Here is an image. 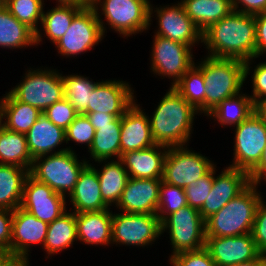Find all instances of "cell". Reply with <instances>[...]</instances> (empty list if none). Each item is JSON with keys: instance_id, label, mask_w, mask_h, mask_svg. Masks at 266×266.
I'll list each match as a JSON object with an SVG mask.
<instances>
[{"instance_id": "c3c4849f", "label": "cell", "mask_w": 266, "mask_h": 266, "mask_svg": "<svg viewBox=\"0 0 266 266\" xmlns=\"http://www.w3.org/2000/svg\"><path fill=\"white\" fill-rule=\"evenodd\" d=\"M233 11L246 13V14H257L266 12V0H231ZM239 4L243 5L244 8L238 9ZM238 9V10H237Z\"/></svg>"}, {"instance_id": "277c9868", "label": "cell", "mask_w": 266, "mask_h": 266, "mask_svg": "<svg viewBox=\"0 0 266 266\" xmlns=\"http://www.w3.org/2000/svg\"><path fill=\"white\" fill-rule=\"evenodd\" d=\"M206 84V115L223 100L240 93L245 83V62L208 56L198 66Z\"/></svg>"}, {"instance_id": "484cf974", "label": "cell", "mask_w": 266, "mask_h": 266, "mask_svg": "<svg viewBox=\"0 0 266 266\" xmlns=\"http://www.w3.org/2000/svg\"><path fill=\"white\" fill-rule=\"evenodd\" d=\"M181 3L201 32L233 11L231 0H181Z\"/></svg>"}, {"instance_id": "1f68e13d", "label": "cell", "mask_w": 266, "mask_h": 266, "mask_svg": "<svg viewBox=\"0 0 266 266\" xmlns=\"http://www.w3.org/2000/svg\"><path fill=\"white\" fill-rule=\"evenodd\" d=\"M97 175L103 201L108 206L112 203L117 205L129 178L123 163L120 160L110 161L103 165L101 171L97 170Z\"/></svg>"}, {"instance_id": "681fc988", "label": "cell", "mask_w": 266, "mask_h": 266, "mask_svg": "<svg viewBox=\"0 0 266 266\" xmlns=\"http://www.w3.org/2000/svg\"><path fill=\"white\" fill-rule=\"evenodd\" d=\"M85 115L88 117L90 124L94 127L95 130H98V126L111 124L117 118L114 115L99 112L86 113Z\"/></svg>"}, {"instance_id": "7bdbcfd3", "label": "cell", "mask_w": 266, "mask_h": 266, "mask_svg": "<svg viewBox=\"0 0 266 266\" xmlns=\"http://www.w3.org/2000/svg\"><path fill=\"white\" fill-rule=\"evenodd\" d=\"M171 263L173 266H217L205 247L196 251H184L171 255Z\"/></svg>"}, {"instance_id": "9f6ffc18", "label": "cell", "mask_w": 266, "mask_h": 266, "mask_svg": "<svg viewBox=\"0 0 266 266\" xmlns=\"http://www.w3.org/2000/svg\"><path fill=\"white\" fill-rule=\"evenodd\" d=\"M13 258L14 256L9 252L0 251V266H6Z\"/></svg>"}, {"instance_id": "f1b7e54d", "label": "cell", "mask_w": 266, "mask_h": 266, "mask_svg": "<svg viewBox=\"0 0 266 266\" xmlns=\"http://www.w3.org/2000/svg\"><path fill=\"white\" fill-rule=\"evenodd\" d=\"M77 239L75 212L67 213L66 211L52 223H49L43 246L45 251L51 255L69 248Z\"/></svg>"}, {"instance_id": "ab89813d", "label": "cell", "mask_w": 266, "mask_h": 266, "mask_svg": "<svg viewBox=\"0 0 266 266\" xmlns=\"http://www.w3.org/2000/svg\"><path fill=\"white\" fill-rule=\"evenodd\" d=\"M215 169L213 166L204 176L184 188L187 204L190 207L197 210L201 209L212 189Z\"/></svg>"}, {"instance_id": "b9f144b4", "label": "cell", "mask_w": 266, "mask_h": 266, "mask_svg": "<svg viewBox=\"0 0 266 266\" xmlns=\"http://www.w3.org/2000/svg\"><path fill=\"white\" fill-rule=\"evenodd\" d=\"M42 114L64 130L68 128L78 115L75 108L65 98L48 107Z\"/></svg>"}, {"instance_id": "7dc6e473", "label": "cell", "mask_w": 266, "mask_h": 266, "mask_svg": "<svg viewBox=\"0 0 266 266\" xmlns=\"http://www.w3.org/2000/svg\"><path fill=\"white\" fill-rule=\"evenodd\" d=\"M256 30V58L266 52V12L254 14Z\"/></svg>"}, {"instance_id": "f6af8a7d", "label": "cell", "mask_w": 266, "mask_h": 266, "mask_svg": "<svg viewBox=\"0 0 266 266\" xmlns=\"http://www.w3.org/2000/svg\"><path fill=\"white\" fill-rule=\"evenodd\" d=\"M13 211L0 208V251L11 254Z\"/></svg>"}, {"instance_id": "52a82bcc", "label": "cell", "mask_w": 266, "mask_h": 266, "mask_svg": "<svg viewBox=\"0 0 266 266\" xmlns=\"http://www.w3.org/2000/svg\"><path fill=\"white\" fill-rule=\"evenodd\" d=\"M24 80L9 93L42 113L64 98V85L60 73L55 70H28Z\"/></svg>"}, {"instance_id": "5bb4252c", "label": "cell", "mask_w": 266, "mask_h": 266, "mask_svg": "<svg viewBox=\"0 0 266 266\" xmlns=\"http://www.w3.org/2000/svg\"><path fill=\"white\" fill-rule=\"evenodd\" d=\"M65 199L29 174L24 182L20 208L49 224L66 212Z\"/></svg>"}, {"instance_id": "9a60e30c", "label": "cell", "mask_w": 266, "mask_h": 266, "mask_svg": "<svg viewBox=\"0 0 266 266\" xmlns=\"http://www.w3.org/2000/svg\"><path fill=\"white\" fill-rule=\"evenodd\" d=\"M250 183L249 174L246 171L232 167H227L220 175L214 176L209 196L199 210L203 220L206 221L221 210Z\"/></svg>"}, {"instance_id": "ba28073f", "label": "cell", "mask_w": 266, "mask_h": 266, "mask_svg": "<svg viewBox=\"0 0 266 266\" xmlns=\"http://www.w3.org/2000/svg\"><path fill=\"white\" fill-rule=\"evenodd\" d=\"M169 230L175 255L184 251H196L205 247V221L199 210L183 206L161 221V233Z\"/></svg>"}, {"instance_id": "4316f807", "label": "cell", "mask_w": 266, "mask_h": 266, "mask_svg": "<svg viewBox=\"0 0 266 266\" xmlns=\"http://www.w3.org/2000/svg\"><path fill=\"white\" fill-rule=\"evenodd\" d=\"M28 175L29 171L20 166L0 164V208L13 211L20 207Z\"/></svg>"}, {"instance_id": "e0dca14e", "label": "cell", "mask_w": 266, "mask_h": 266, "mask_svg": "<svg viewBox=\"0 0 266 266\" xmlns=\"http://www.w3.org/2000/svg\"><path fill=\"white\" fill-rule=\"evenodd\" d=\"M161 181L129 177L117 208L124 213L156 214Z\"/></svg>"}, {"instance_id": "4dcf8cb0", "label": "cell", "mask_w": 266, "mask_h": 266, "mask_svg": "<svg viewBox=\"0 0 266 266\" xmlns=\"http://www.w3.org/2000/svg\"><path fill=\"white\" fill-rule=\"evenodd\" d=\"M0 164L17 165L30 172L33 159L27 147L25 134L6 128L0 132Z\"/></svg>"}, {"instance_id": "f907efd6", "label": "cell", "mask_w": 266, "mask_h": 266, "mask_svg": "<svg viewBox=\"0 0 266 266\" xmlns=\"http://www.w3.org/2000/svg\"><path fill=\"white\" fill-rule=\"evenodd\" d=\"M266 181V146L263 152L262 159L258 166L249 174L250 182L260 184V180Z\"/></svg>"}, {"instance_id": "e575fe53", "label": "cell", "mask_w": 266, "mask_h": 266, "mask_svg": "<svg viewBox=\"0 0 266 266\" xmlns=\"http://www.w3.org/2000/svg\"><path fill=\"white\" fill-rule=\"evenodd\" d=\"M86 6L58 4L54 9L42 15L43 30L54 44L57 43L69 29L73 18Z\"/></svg>"}, {"instance_id": "d6986e66", "label": "cell", "mask_w": 266, "mask_h": 266, "mask_svg": "<svg viewBox=\"0 0 266 266\" xmlns=\"http://www.w3.org/2000/svg\"><path fill=\"white\" fill-rule=\"evenodd\" d=\"M176 5L156 8L154 12L157 13L159 22L156 35L193 46L202 40V32L187 16L183 4L180 2Z\"/></svg>"}, {"instance_id": "ffe728a7", "label": "cell", "mask_w": 266, "mask_h": 266, "mask_svg": "<svg viewBox=\"0 0 266 266\" xmlns=\"http://www.w3.org/2000/svg\"><path fill=\"white\" fill-rule=\"evenodd\" d=\"M48 225L20 207L13 210L11 255L28 258L31 244L44 245Z\"/></svg>"}, {"instance_id": "44dd1931", "label": "cell", "mask_w": 266, "mask_h": 266, "mask_svg": "<svg viewBox=\"0 0 266 266\" xmlns=\"http://www.w3.org/2000/svg\"><path fill=\"white\" fill-rule=\"evenodd\" d=\"M149 117L134 102L121 117V154L155 145Z\"/></svg>"}, {"instance_id": "3957f363", "label": "cell", "mask_w": 266, "mask_h": 266, "mask_svg": "<svg viewBox=\"0 0 266 266\" xmlns=\"http://www.w3.org/2000/svg\"><path fill=\"white\" fill-rule=\"evenodd\" d=\"M250 183L240 194L205 221V237H232L251 233L258 204L262 199Z\"/></svg>"}, {"instance_id": "816d5d0a", "label": "cell", "mask_w": 266, "mask_h": 266, "mask_svg": "<svg viewBox=\"0 0 266 266\" xmlns=\"http://www.w3.org/2000/svg\"><path fill=\"white\" fill-rule=\"evenodd\" d=\"M254 113L263 121L266 125V98L262 99L254 104Z\"/></svg>"}, {"instance_id": "7c38bea8", "label": "cell", "mask_w": 266, "mask_h": 266, "mask_svg": "<svg viewBox=\"0 0 266 266\" xmlns=\"http://www.w3.org/2000/svg\"><path fill=\"white\" fill-rule=\"evenodd\" d=\"M161 234L156 214L112 213V243L143 247Z\"/></svg>"}, {"instance_id": "f546056e", "label": "cell", "mask_w": 266, "mask_h": 266, "mask_svg": "<svg viewBox=\"0 0 266 266\" xmlns=\"http://www.w3.org/2000/svg\"><path fill=\"white\" fill-rule=\"evenodd\" d=\"M36 45L35 32L18 21L4 6L0 8V46L22 48Z\"/></svg>"}, {"instance_id": "6f0895ef", "label": "cell", "mask_w": 266, "mask_h": 266, "mask_svg": "<svg viewBox=\"0 0 266 266\" xmlns=\"http://www.w3.org/2000/svg\"><path fill=\"white\" fill-rule=\"evenodd\" d=\"M5 118L3 98L0 100V132L5 128V123H2V119Z\"/></svg>"}, {"instance_id": "7a4b0ae2", "label": "cell", "mask_w": 266, "mask_h": 266, "mask_svg": "<svg viewBox=\"0 0 266 266\" xmlns=\"http://www.w3.org/2000/svg\"><path fill=\"white\" fill-rule=\"evenodd\" d=\"M195 112L198 113L170 87L149 119L154 142L167 147L184 146L190 139Z\"/></svg>"}, {"instance_id": "d4e9b609", "label": "cell", "mask_w": 266, "mask_h": 266, "mask_svg": "<svg viewBox=\"0 0 266 266\" xmlns=\"http://www.w3.org/2000/svg\"><path fill=\"white\" fill-rule=\"evenodd\" d=\"M25 136L33 160L51 153L54 148L66 141L65 130L52 123L44 114H41Z\"/></svg>"}, {"instance_id": "bcb514c9", "label": "cell", "mask_w": 266, "mask_h": 266, "mask_svg": "<svg viewBox=\"0 0 266 266\" xmlns=\"http://www.w3.org/2000/svg\"><path fill=\"white\" fill-rule=\"evenodd\" d=\"M252 84H253V103L266 98V62L258 64L252 75Z\"/></svg>"}, {"instance_id": "74e56055", "label": "cell", "mask_w": 266, "mask_h": 266, "mask_svg": "<svg viewBox=\"0 0 266 266\" xmlns=\"http://www.w3.org/2000/svg\"><path fill=\"white\" fill-rule=\"evenodd\" d=\"M43 5V0H6L5 3V7L18 21L35 32L36 44L42 41L37 24L42 19Z\"/></svg>"}, {"instance_id": "836d02e7", "label": "cell", "mask_w": 266, "mask_h": 266, "mask_svg": "<svg viewBox=\"0 0 266 266\" xmlns=\"http://www.w3.org/2000/svg\"><path fill=\"white\" fill-rule=\"evenodd\" d=\"M254 113V103L250 96L237 94L223 100L207 115L215 117L223 126L239 125Z\"/></svg>"}, {"instance_id": "9c48e42d", "label": "cell", "mask_w": 266, "mask_h": 266, "mask_svg": "<svg viewBox=\"0 0 266 266\" xmlns=\"http://www.w3.org/2000/svg\"><path fill=\"white\" fill-rule=\"evenodd\" d=\"M99 9L92 5L84 7L72 20V23L62 38L55 43L58 53L63 56L77 55L102 40L105 33Z\"/></svg>"}, {"instance_id": "4fadbf2b", "label": "cell", "mask_w": 266, "mask_h": 266, "mask_svg": "<svg viewBox=\"0 0 266 266\" xmlns=\"http://www.w3.org/2000/svg\"><path fill=\"white\" fill-rule=\"evenodd\" d=\"M153 42L152 71L159 76L172 77L171 87H174L194 65L192 47L158 35Z\"/></svg>"}, {"instance_id": "d590c367", "label": "cell", "mask_w": 266, "mask_h": 266, "mask_svg": "<svg viewBox=\"0 0 266 266\" xmlns=\"http://www.w3.org/2000/svg\"><path fill=\"white\" fill-rule=\"evenodd\" d=\"M173 88L198 112L206 113V84L198 65L194 63Z\"/></svg>"}, {"instance_id": "f5cc1de1", "label": "cell", "mask_w": 266, "mask_h": 266, "mask_svg": "<svg viewBox=\"0 0 266 266\" xmlns=\"http://www.w3.org/2000/svg\"><path fill=\"white\" fill-rule=\"evenodd\" d=\"M231 266H266V254L261 253L257 258Z\"/></svg>"}, {"instance_id": "11a10c76", "label": "cell", "mask_w": 266, "mask_h": 266, "mask_svg": "<svg viewBox=\"0 0 266 266\" xmlns=\"http://www.w3.org/2000/svg\"><path fill=\"white\" fill-rule=\"evenodd\" d=\"M58 4H72L80 6H89L91 5L90 0H57Z\"/></svg>"}, {"instance_id": "d6a6232c", "label": "cell", "mask_w": 266, "mask_h": 266, "mask_svg": "<svg viewBox=\"0 0 266 266\" xmlns=\"http://www.w3.org/2000/svg\"><path fill=\"white\" fill-rule=\"evenodd\" d=\"M3 104L5 128L13 132L26 134L42 114L37 108L16 100L9 92L4 96Z\"/></svg>"}, {"instance_id": "ee69618b", "label": "cell", "mask_w": 266, "mask_h": 266, "mask_svg": "<svg viewBox=\"0 0 266 266\" xmlns=\"http://www.w3.org/2000/svg\"><path fill=\"white\" fill-rule=\"evenodd\" d=\"M266 202L262 199L260 200L257 211L255 214V219L253 227L251 230V235L256 244L257 249L266 254Z\"/></svg>"}, {"instance_id": "8fae6325", "label": "cell", "mask_w": 266, "mask_h": 266, "mask_svg": "<svg viewBox=\"0 0 266 266\" xmlns=\"http://www.w3.org/2000/svg\"><path fill=\"white\" fill-rule=\"evenodd\" d=\"M213 166L207 157L191 152L187 147H168L162 181L185 188L204 176Z\"/></svg>"}, {"instance_id": "ac0fdd59", "label": "cell", "mask_w": 266, "mask_h": 266, "mask_svg": "<svg viewBox=\"0 0 266 266\" xmlns=\"http://www.w3.org/2000/svg\"><path fill=\"white\" fill-rule=\"evenodd\" d=\"M133 94L130 85L123 81L98 82L88 104V113L99 112L122 117L135 101Z\"/></svg>"}, {"instance_id": "30bf717a", "label": "cell", "mask_w": 266, "mask_h": 266, "mask_svg": "<svg viewBox=\"0 0 266 266\" xmlns=\"http://www.w3.org/2000/svg\"><path fill=\"white\" fill-rule=\"evenodd\" d=\"M234 161L229 167L250 174L260 163L266 146V125L255 114L236 126Z\"/></svg>"}, {"instance_id": "cb8c5ba5", "label": "cell", "mask_w": 266, "mask_h": 266, "mask_svg": "<svg viewBox=\"0 0 266 266\" xmlns=\"http://www.w3.org/2000/svg\"><path fill=\"white\" fill-rule=\"evenodd\" d=\"M77 238L86 244L108 245L112 243V212L75 213Z\"/></svg>"}, {"instance_id": "5b68a950", "label": "cell", "mask_w": 266, "mask_h": 266, "mask_svg": "<svg viewBox=\"0 0 266 266\" xmlns=\"http://www.w3.org/2000/svg\"><path fill=\"white\" fill-rule=\"evenodd\" d=\"M87 165L86 160H77L73 150L64 148L50 155L35 158L29 174L65 197L66 191L68 195L72 193L80 173Z\"/></svg>"}, {"instance_id": "2e32d148", "label": "cell", "mask_w": 266, "mask_h": 266, "mask_svg": "<svg viewBox=\"0 0 266 266\" xmlns=\"http://www.w3.org/2000/svg\"><path fill=\"white\" fill-rule=\"evenodd\" d=\"M205 248L217 266L247 262L261 254L251 233L232 237H206Z\"/></svg>"}, {"instance_id": "60d3db41", "label": "cell", "mask_w": 266, "mask_h": 266, "mask_svg": "<svg viewBox=\"0 0 266 266\" xmlns=\"http://www.w3.org/2000/svg\"><path fill=\"white\" fill-rule=\"evenodd\" d=\"M65 132L66 143L70 140L81 144L86 143L88 149L91 147L95 136V129L85 114H78Z\"/></svg>"}, {"instance_id": "8992f818", "label": "cell", "mask_w": 266, "mask_h": 266, "mask_svg": "<svg viewBox=\"0 0 266 266\" xmlns=\"http://www.w3.org/2000/svg\"><path fill=\"white\" fill-rule=\"evenodd\" d=\"M102 3V4H101ZM112 29L123 36L143 32L150 26L153 7L148 0H92L91 5L98 9Z\"/></svg>"}, {"instance_id": "83f0119b", "label": "cell", "mask_w": 266, "mask_h": 266, "mask_svg": "<svg viewBox=\"0 0 266 266\" xmlns=\"http://www.w3.org/2000/svg\"><path fill=\"white\" fill-rule=\"evenodd\" d=\"M121 117H117L111 124L98 126L95 130L93 143L89 148L91 157L99 163L105 162L111 156L121 157Z\"/></svg>"}, {"instance_id": "603a6c76", "label": "cell", "mask_w": 266, "mask_h": 266, "mask_svg": "<svg viewBox=\"0 0 266 266\" xmlns=\"http://www.w3.org/2000/svg\"><path fill=\"white\" fill-rule=\"evenodd\" d=\"M75 213L97 212L109 209L103 201L97 170L88 164L80 173L70 194Z\"/></svg>"}, {"instance_id": "680465c9", "label": "cell", "mask_w": 266, "mask_h": 266, "mask_svg": "<svg viewBox=\"0 0 266 266\" xmlns=\"http://www.w3.org/2000/svg\"><path fill=\"white\" fill-rule=\"evenodd\" d=\"M6 3V0H0V8L4 7Z\"/></svg>"}, {"instance_id": "f35d334b", "label": "cell", "mask_w": 266, "mask_h": 266, "mask_svg": "<svg viewBox=\"0 0 266 266\" xmlns=\"http://www.w3.org/2000/svg\"><path fill=\"white\" fill-rule=\"evenodd\" d=\"M186 205L188 204L184 188L161 181L156 213L160 221Z\"/></svg>"}, {"instance_id": "6da1fadb", "label": "cell", "mask_w": 266, "mask_h": 266, "mask_svg": "<svg viewBox=\"0 0 266 266\" xmlns=\"http://www.w3.org/2000/svg\"><path fill=\"white\" fill-rule=\"evenodd\" d=\"M202 42L210 50V57L244 61L246 80L249 61L256 58L254 14L232 11L202 32Z\"/></svg>"}, {"instance_id": "7402d4cb", "label": "cell", "mask_w": 266, "mask_h": 266, "mask_svg": "<svg viewBox=\"0 0 266 266\" xmlns=\"http://www.w3.org/2000/svg\"><path fill=\"white\" fill-rule=\"evenodd\" d=\"M161 148L163 152L159 151ZM167 151V146L155 144L141 150L122 153L119 160L126 167L130 178L162 179Z\"/></svg>"}, {"instance_id": "8d00e7d4", "label": "cell", "mask_w": 266, "mask_h": 266, "mask_svg": "<svg viewBox=\"0 0 266 266\" xmlns=\"http://www.w3.org/2000/svg\"><path fill=\"white\" fill-rule=\"evenodd\" d=\"M64 98L75 108L78 114L88 113V104L98 82L79 75L62 76Z\"/></svg>"}, {"instance_id": "db71d44e", "label": "cell", "mask_w": 266, "mask_h": 266, "mask_svg": "<svg viewBox=\"0 0 266 266\" xmlns=\"http://www.w3.org/2000/svg\"><path fill=\"white\" fill-rule=\"evenodd\" d=\"M29 261L26 257H14L6 266H28Z\"/></svg>"}]
</instances>
